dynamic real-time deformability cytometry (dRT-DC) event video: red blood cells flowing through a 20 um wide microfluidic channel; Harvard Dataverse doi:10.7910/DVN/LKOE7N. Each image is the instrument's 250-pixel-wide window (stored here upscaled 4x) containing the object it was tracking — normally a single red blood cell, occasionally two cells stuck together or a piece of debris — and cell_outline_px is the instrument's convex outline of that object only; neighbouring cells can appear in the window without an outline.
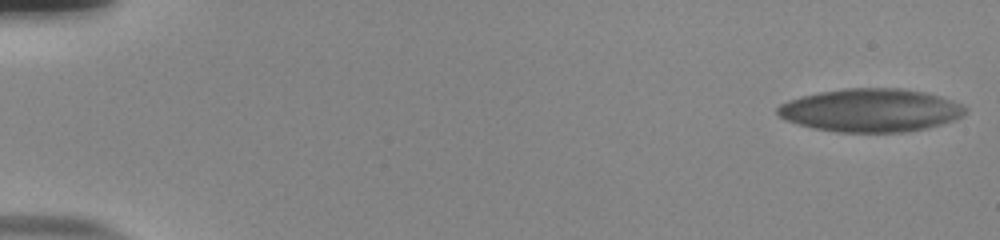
{"species": "human", "species_latin": "Homo sapiens", "temperature_condition": "room temperature", "stored_images_in_passage": 55, "camera_frame_rate_fps": 3000, "um_per_image_px": 0.085, "donor": {"sex": "male"}, "frame": {"image": 1, "passage_image": 1, "time_ms": 0.0, "image_size_px": [1000, 240], "cell_outline_px": [[968, 108], [960, 116], [952, 120], [940, 124], [924, 128], [900, 132], [836, 132], [812, 128], [788, 120], [780, 116], [776, 112], [776, 108], [780, 104], [788, 100], [820, 92], [844, 88], [900, 88], [924, 92], [940, 96], [960, 104]], "centroid_in_image_um": [73.97, 9.37], "position_along_channel_um": 11.0, "area_um2": 46.76}}
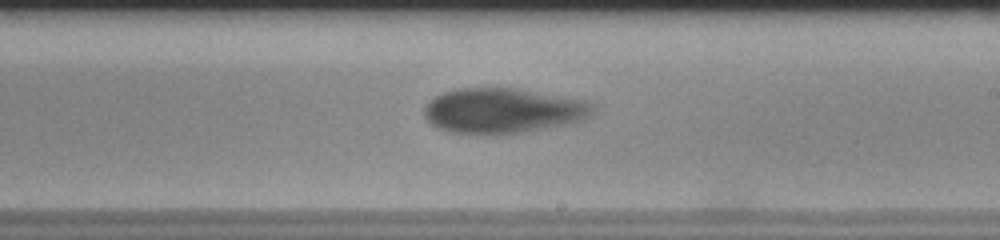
{"frame": {"image": 2, "passage_image": 34, "time_ms": 11.0, "image_size_px": [1000, 240], "cell_outline_px": [[596, 112], [592, 116], [568, 124], [496, 136], [492, 136], [448, 132], [436, 128], [424, 116], [424, 108], [436, 96], [444, 92], [460, 88], [516, 88], [584, 100], [592, 104]], "centroid_in_image_um": [42.74, 9.43], "position_along_channel_um": 246.3, "area_um2": 44.62}}
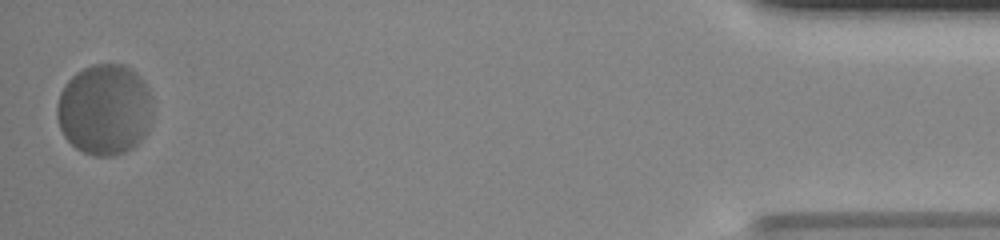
{"frame": {"image": 3, "passage_image": 55, "time_ms": 18.0, "image_size_px": [1000, 240], "cell_outline_px": [[152, 104], [148, 128], [144, 136], [132, 148], [116, 156], [96, 156], [84, 152], [76, 148], [64, 136], [60, 128], [56, 116], [56, 104], [60, 92], [64, 84], [76, 72], [92, 64], [124, 64], [140, 76], [144, 80], [148, 88]], "centroid_in_image_um": [8.87, 9.3], "position_along_channel_um": 426.3, "area_um2": 50.92}, "authors_computed_cell_mechanics": {"area_um2": 45.5464, "velocity_mm_per_s": 3.6859, "shape_relaxation_time_tau1_ms": 6.2902, "shape_relaxation_time_tau2_ms": null, "deformation_change_tau1": 0.2028, "deformation_change_tau2": null}}